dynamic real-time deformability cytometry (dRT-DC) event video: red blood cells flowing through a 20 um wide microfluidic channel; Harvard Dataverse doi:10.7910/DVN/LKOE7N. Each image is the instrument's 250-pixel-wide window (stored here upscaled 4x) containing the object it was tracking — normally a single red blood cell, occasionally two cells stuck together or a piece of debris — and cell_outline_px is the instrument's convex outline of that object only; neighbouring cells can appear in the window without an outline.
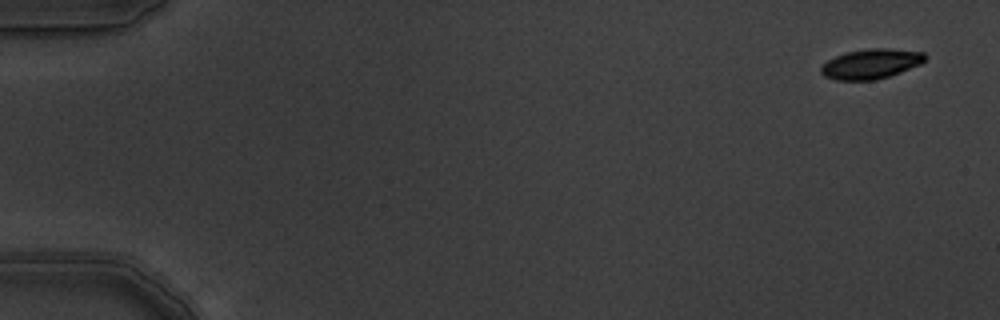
{"species": "common noctule bat (a hibernating species)", "species_latin": "Nyctalus noctula", "temperature_condition": "warm", "stored_images_in_passage": 7, "camera_frame_rate_fps": 3000, "um_per_image_px": 0.085, "animal": {"sex": "male", "body_mass_g": 19.5, "forearm_length_mm": 54.6}, "frame": {"image": 1, "passage_image": 1, "time_ms": 0.0, "image_size_px": [1000, 320], "cell_outline_px": [[924, 60], [920, 64], [900, 72], [876, 80], [836, 80], [824, 76], [820, 72], [820, 68], [828, 60], [836, 56], [848, 52], [868, 48], [888, 48], [924, 52]], "centroid_in_image_um": [74.01, 5.43], "position_along_channel_um": 11.0, "area_um2": 17.92}}
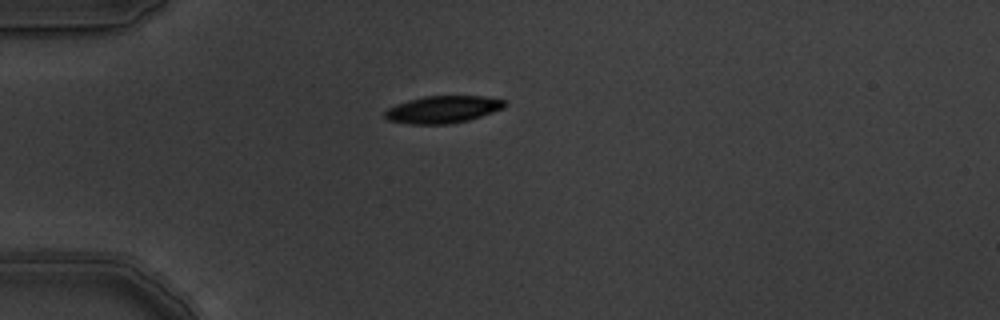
{"frame": {"image": 2, "passage_image": 5, "time_ms": 1.333, "image_size_px": [1000, 320], "cell_outline_px": [[508, 104], [504, 108], [468, 120], [452, 124], [408, 124], [388, 120], [384, 116], [384, 112], [388, 108], [396, 104], [408, 100], [424, 96], [484, 96], [504, 100]], "centroid_in_image_um": [37.63, 9.3], "position_along_channel_um": 47.4, "area_um2": 19.07}}
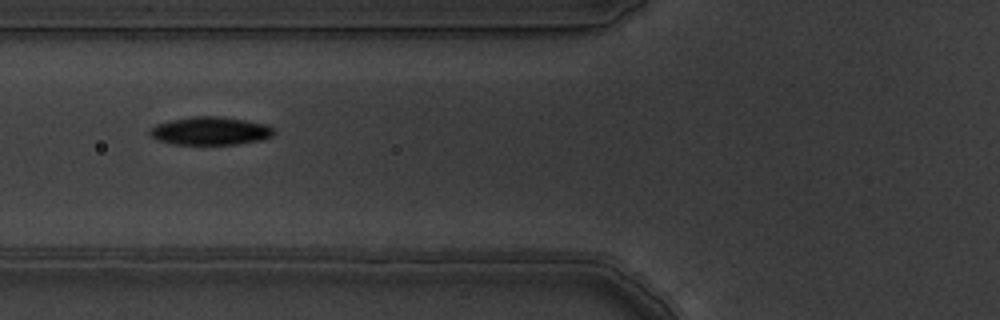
{"frame": {"image": 3, "passage_image": 7, "time_ms": 2.0, "image_size_px": [1000, 320], "cell_outline_px": [[276, 132], [272, 136], [260, 140], [236, 144], [172, 144], [156, 140], [148, 132], [156, 124], [168, 120], [196, 116], [220, 116], [244, 120], [264, 124], [272, 128]], "centroid_in_image_um": [17.85, 11.13], "position_along_channel_um": 108.0, "area_um2": 20.23}}